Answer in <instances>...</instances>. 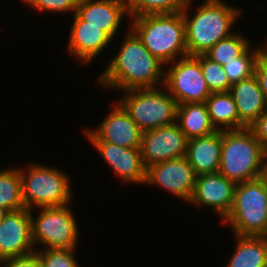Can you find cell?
Wrapping results in <instances>:
<instances>
[{"mask_svg": "<svg viewBox=\"0 0 267 267\" xmlns=\"http://www.w3.org/2000/svg\"><path fill=\"white\" fill-rule=\"evenodd\" d=\"M128 29L119 52L98 78V83L108 89L123 91L161 87L164 84V64Z\"/></svg>", "mask_w": 267, "mask_h": 267, "instance_id": "cell-1", "label": "cell"}, {"mask_svg": "<svg viewBox=\"0 0 267 267\" xmlns=\"http://www.w3.org/2000/svg\"><path fill=\"white\" fill-rule=\"evenodd\" d=\"M267 151L250 127L222 131L219 173L235 184L265 175Z\"/></svg>", "mask_w": 267, "mask_h": 267, "instance_id": "cell-2", "label": "cell"}, {"mask_svg": "<svg viewBox=\"0 0 267 267\" xmlns=\"http://www.w3.org/2000/svg\"><path fill=\"white\" fill-rule=\"evenodd\" d=\"M190 2L191 0L182 15L185 22L188 55L196 56L205 54L220 40L233 34L230 30L240 16L241 10L228 6L221 0H206L192 18H189L187 11Z\"/></svg>", "mask_w": 267, "mask_h": 267, "instance_id": "cell-3", "label": "cell"}, {"mask_svg": "<svg viewBox=\"0 0 267 267\" xmlns=\"http://www.w3.org/2000/svg\"><path fill=\"white\" fill-rule=\"evenodd\" d=\"M131 18L130 29L164 65L176 61L177 56H188L182 13L150 14Z\"/></svg>", "mask_w": 267, "mask_h": 267, "instance_id": "cell-4", "label": "cell"}, {"mask_svg": "<svg viewBox=\"0 0 267 267\" xmlns=\"http://www.w3.org/2000/svg\"><path fill=\"white\" fill-rule=\"evenodd\" d=\"M267 178L236 184L232 208L224 219L234 235L265 237Z\"/></svg>", "mask_w": 267, "mask_h": 267, "instance_id": "cell-5", "label": "cell"}, {"mask_svg": "<svg viewBox=\"0 0 267 267\" xmlns=\"http://www.w3.org/2000/svg\"><path fill=\"white\" fill-rule=\"evenodd\" d=\"M21 176L22 201L28 210L40 207L69 205L72 191L69 178L58 168L30 164L19 170Z\"/></svg>", "mask_w": 267, "mask_h": 267, "instance_id": "cell-6", "label": "cell"}, {"mask_svg": "<svg viewBox=\"0 0 267 267\" xmlns=\"http://www.w3.org/2000/svg\"><path fill=\"white\" fill-rule=\"evenodd\" d=\"M158 88L126 90L119 104L144 132L176 122L177 103L171 94Z\"/></svg>", "mask_w": 267, "mask_h": 267, "instance_id": "cell-7", "label": "cell"}, {"mask_svg": "<svg viewBox=\"0 0 267 267\" xmlns=\"http://www.w3.org/2000/svg\"><path fill=\"white\" fill-rule=\"evenodd\" d=\"M38 216L31 215L32 240L44 249H72L78 242V225L69 205L40 207Z\"/></svg>", "mask_w": 267, "mask_h": 267, "instance_id": "cell-8", "label": "cell"}, {"mask_svg": "<svg viewBox=\"0 0 267 267\" xmlns=\"http://www.w3.org/2000/svg\"><path fill=\"white\" fill-rule=\"evenodd\" d=\"M169 64L165 70V89L175 99L177 105L183 103H203L212 94L203 77L200 54L186 56Z\"/></svg>", "mask_w": 267, "mask_h": 267, "instance_id": "cell-9", "label": "cell"}, {"mask_svg": "<svg viewBox=\"0 0 267 267\" xmlns=\"http://www.w3.org/2000/svg\"><path fill=\"white\" fill-rule=\"evenodd\" d=\"M188 139L175 122L144 131L140 151L145 167L186 156Z\"/></svg>", "mask_w": 267, "mask_h": 267, "instance_id": "cell-10", "label": "cell"}, {"mask_svg": "<svg viewBox=\"0 0 267 267\" xmlns=\"http://www.w3.org/2000/svg\"><path fill=\"white\" fill-rule=\"evenodd\" d=\"M197 175L186 157L167 160L146 168L145 183L163 187L180 199L189 201Z\"/></svg>", "mask_w": 267, "mask_h": 267, "instance_id": "cell-11", "label": "cell"}, {"mask_svg": "<svg viewBox=\"0 0 267 267\" xmlns=\"http://www.w3.org/2000/svg\"><path fill=\"white\" fill-rule=\"evenodd\" d=\"M84 132L90 142H108L130 148H140L143 134L118 102L95 130Z\"/></svg>", "mask_w": 267, "mask_h": 267, "instance_id": "cell-12", "label": "cell"}, {"mask_svg": "<svg viewBox=\"0 0 267 267\" xmlns=\"http://www.w3.org/2000/svg\"><path fill=\"white\" fill-rule=\"evenodd\" d=\"M31 210L9 212L0 224V261L34 252Z\"/></svg>", "mask_w": 267, "mask_h": 267, "instance_id": "cell-13", "label": "cell"}, {"mask_svg": "<svg viewBox=\"0 0 267 267\" xmlns=\"http://www.w3.org/2000/svg\"><path fill=\"white\" fill-rule=\"evenodd\" d=\"M235 187L234 182L219 172L199 175L188 202L210 207L224 220L232 208Z\"/></svg>", "mask_w": 267, "mask_h": 267, "instance_id": "cell-14", "label": "cell"}, {"mask_svg": "<svg viewBox=\"0 0 267 267\" xmlns=\"http://www.w3.org/2000/svg\"><path fill=\"white\" fill-rule=\"evenodd\" d=\"M90 143L122 180L129 183H145L146 167L140 148L121 147L108 142Z\"/></svg>", "mask_w": 267, "mask_h": 267, "instance_id": "cell-15", "label": "cell"}, {"mask_svg": "<svg viewBox=\"0 0 267 267\" xmlns=\"http://www.w3.org/2000/svg\"><path fill=\"white\" fill-rule=\"evenodd\" d=\"M67 51L81 62H91L102 52L112 38L100 27L89 25L74 14Z\"/></svg>", "mask_w": 267, "mask_h": 267, "instance_id": "cell-16", "label": "cell"}, {"mask_svg": "<svg viewBox=\"0 0 267 267\" xmlns=\"http://www.w3.org/2000/svg\"><path fill=\"white\" fill-rule=\"evenodd\" d=\"M125 13L129 14V9L121 0H80L75 14L113 39Z\"/></svg>", "mask_w": 267, "mask_h": 267, "instance_id": "cell-17", "label": "cell"}, {"mask_svg": "<svg viewBox=\"0 0 267 267\" xmlns=\"http://www.w3.org/2000/svg\"><path fill=\"white\" fill-rule=\"evenodd\" d=\"M229 93L238 111L239 129L250 127L267 110V103L255 74L232 84Z\"/></svg>", "mask_w": 267, "mask_h": 267, "instance_id": "cell-18", "label": "cell"}, {"mask_svg": "<svg viewBox=\"0 0 267 267\" xmlns=\"http://www.w3.org/2000/svg\"><path fill=\"white\" fill-rule=\"evenodd\" d=\"M222 154V131L188 139L186 159L197 176L219 171Z\"/></svg>", "mask_w": 267, "mask_h": 267, "instance_id": "cell-19", "label": "cell"}, {"mask_svg": "<svg viewBox=\"0 0 267 267\" xmlns=\"http://www.w3.org/2000/svg\"><path fill=\"white\" fill-rule=\"evenodd\" d=\"M176 123L187 139L206 136L217 131L212 125L205 102L177 105Z\"/></svg>", "mask_w": 267, "mask_h": 267, "instance_id": "cell-20", "label": "cell"}, {"mask_svg": "<svg viewBox=\"0 0 267 267\" xmlns=\"http://www.w3.org/2000/svg\"><path fill=\"white\" fill-rule=\"evenodd\" d=\"M237 245L227 267H267V238L237 236Z\"/></svg>", "mask_w": 267, "mask_h": 267, "instance_id": "cell-21", "label": "cell"}, {"mask_svg": "<svg viewBox=\"0 0 267 267\" xmlns=\"http://www.w3.org/2000/svg\"><path fill=\"white\" fill-rule=\"evenodd\" d=\"M212 125L216 130L239 129V115L229 92L212 93L205 101Z\"/></svg>", "mask_w": 267, "mask_h": 267, "instance_id": "cell-22", "label": "cell"}, {"mask_svg": "<svg viewBox=\"0 0 267 267\" xmlns=\"http://www.w3.org/2000/svg\"><path fill=\"white\" fill-rule=\"evenodd\" d=\"M0 207L9 212L25 208L22 201L21 176L18 168L0 171Z\"/></svg>", "mask_w": 267, "mask_h": 267, "instance_id": "cell-23", "label": "cell"}, {"mask_svg": "<svg viewBox=\"0 0 267 267\" xmlns=\"http://www.w3.org/2000/svg\"><path fill=\"white\" fill-rule=\"evenodd\" d=\"M249 47L251 46L245 37L234 33L220 40L204 55L223 66L241 56Z\"/></svg>", "mask_w": 267, "mask_h": 267, "instance_id": "cell-24", "label": "cell"}, {"mask_svg": "<svg viewBox=\"0 0 267 267\" xmlns=\"http://www.w3.org/2000/svg\"><path fill=\"white\" fill-rule=\"evenodd\" d=\"M250 49L249 47L241 56L234 59V61L223 65L231 85L255 74V66L260 56V48Z\"/></svg>", "mask_w": 267, "mask_h": 267, "instance_id": "cell-25", "label": "cell"}, {"mask_svg": "<svg viewBox=\"0 0 267 267\" xmlns=\"http://www.w3.org/2000/svg\"><path fill=\"white\" fill-rule=\"evenodd\" d=\"M189 0H139L130 10L131 17L150 14L182 13Z\"/></svg>", "mask_w": 267, "mask_h": 267, "instance_id": "cell-26", "label": "cell"}, {"mask_svg": "<svg viewBox=\"0 0 267 267\" xmlns=\"http://www.w3.org/2000/svg\"><path fill=\"white\" fill-rule=\"evenodd\" d=\"M200 64L203 77L211 93L229 92L231 84L224 67L200 54Z\"/></svg>", "mask_w": 267, "mask_h": 267, "instance_id": "cell-27", "label": "cell"}, {"mask_svg": "<svg viewBox=\"0 0 267 267\" xmlns=\"http://www.w3.org/2000/svg\"><path fill=\"white\" fill-rule=\"evenodd\" d=\"M72 249H43L37 251L42 267H79Z\"/></svg>", "mask_w": 267, "mask_h": 267, "instance_id": "cell-28", "label": "cell"}, {"mask_svg": "<svg viewBox=\"0 0 267 267\" xmlns=\"http://www.w3.org/2000/svg\"><path fill=\"white\" fill-rule=\"evenodd\" d=\"M33 9L48 12H71L76 13L80 0H22Z\"/></svg>", "mask_w": 267, "mask_h": 267, "instance_id": "cell-29", "label": "cell"}, {"mask_svg": "<svg viewBox=\"0 0 267 267\" xmlns=\"http://www.w3.org/2000/svg\"><path fill=\"white\" fill-rule=\"evenodd\" d=\"M0 264L1 267H42L36 249L27 255L1 260Z\"/></svg>", "mask_w": 267, "mask_h": 267, "instance_id": "cell-30", "label": "cell"}, {"mask_svg": "<svg viewBox=\"0 0 267 267\" xmlns=\"http://www.w3.org/2000/svg\"><path fill=\"white\" fill-rule=\"evenodd\" d=\"M256 138L267 151V110L250 126Z\"/></svg>", "mask_w": 267, "mask_h": 267, "instance_id": "cell-31", "label": "cell"}, {"mask_svg": "<svg viewBox=\"0 0 267 267\" xmlns=\"http://www.w3.org/2000/svg\"><path fill=\"white\" fill-rule=\"evenodd\" d=\"M255 75L259 81L260 88L267 103V60L261 55L259 56L255 66Z\"/></svg>", "mask_w": 267, "mask_h": 267, "instance_id": "cell-32", "label": "cell"}, {"mask_svg": "<svg viewBox=\"0 0 267 267\" xmlns=\"http://www.w3.org/2000/svg\"><path fill=\"white\" fill-rule=\"evenodd\" d=\"M130 10L139 0H121Z\"/></svg>", "mask_w": 267, "mask_h": 267, "instance_id": "cell-33", "label": "cell"}, {"mask_svg": "<svg viewBox=\"0 0 267 267\" xmlns=\"http://www.w3.org/2000/svg\"><path fill=\"white\" fill-rule=\"evenodd\" d=\"M9 213V211L3 207H0V224L6 217V215Z\"/></svg>", "mask_w": 267, "mask_h": 267, "instance_id": "cell-34", "label": "cell"}, {"mask_svg": "<svg viewBox=\"0 0 267 267\" xmlns=\"http://www.w3.org/2000/svg\"><path fill=\"white\" fill-rule=\"evenodd\" d=\"M264 48L260 47V55L267 60V43Z\"/></svg>", "mask_w": 267, "mask_h": 267, "instance_id": "cell-35", "label": "cell"}, {"mask_svg": "<svg viewBox=\"0 0 267 267\" xmlns=\"http://www.w3.org/2000/svg\"><path fill=\"white\" fill-rule=\"evenodd\" d=\"M265 238H267V207H266V221H265Z\"/></svg>", "mask_w": 267, "mask_h": 267, "instance_id": "cell-36", "label": "cell"}]
</instances>
